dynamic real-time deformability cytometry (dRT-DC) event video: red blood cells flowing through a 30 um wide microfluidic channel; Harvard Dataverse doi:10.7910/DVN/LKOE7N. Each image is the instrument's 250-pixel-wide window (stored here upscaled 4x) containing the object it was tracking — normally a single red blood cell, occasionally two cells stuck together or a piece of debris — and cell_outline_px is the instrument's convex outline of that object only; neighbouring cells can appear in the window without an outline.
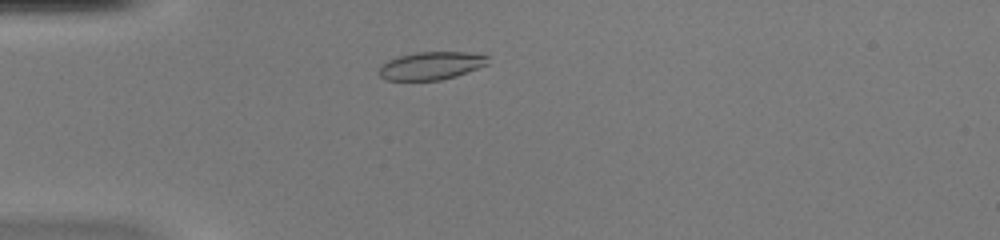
{"species": "common noctule bat (a hibernating species)", "species_latin": "Nyctalus noctula", "temperature_condition": "warm", "stored_images_in_passage": 43, "camera_frame_rate_fps": 3000, "um_per_image_px": 0.085, "animal": {"sex": "female", "body_mass_g": 20.0, "forearm_length_mm": 54.0}, "frame": {"image": 1, "passage_image": 7, "time_ms": 2.0, "image_size_px": [1000, 240], "cell_outline_px": [[488, 64], [456, 76], [440, 80], [384, 80], [380, 76], [380, 64], [388, 60], [400, 56], [416, 52], [464, 52], [488, 56]], "centroid_in_image_um": [36.62, 5.59], "position_along_channel_um": 48.4, "area_um2": 17.57}}
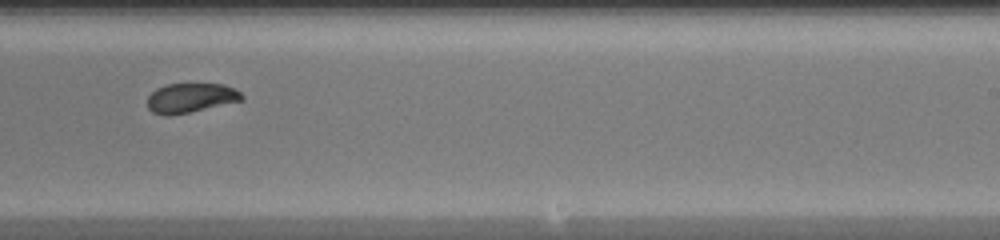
{"frame": {"image": 2, "passage_image": 25, "time_ms": 8.0, "image_size_px": [1000, 240], "cell_outline_px": [[244, 100], [188, 112], [168, 116], [152, 112], [148, 108], [148, 96], [156, 88], [168, 84], [224, 84], [236, 88], [244, 96]], "centroid_in_image_um": [16.23, 8.31], "position_along_channel_um": 272.8, "area_um2": 16.18}}
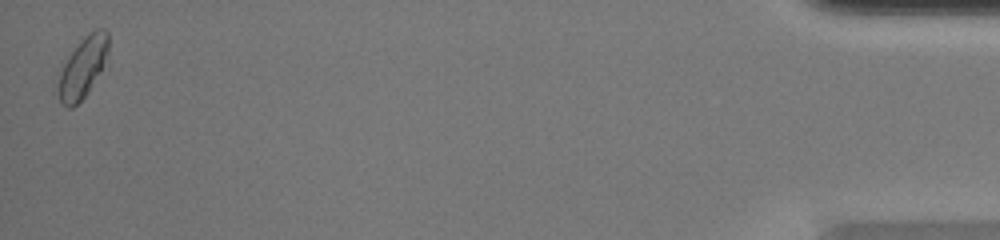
{"frame": {"image": 3, "passage_image": 43, "time_ms": 14.0, "image_size_px": [1000, 240], "cell_outline_px": [[108, 52], [88, 92], [72, 108], [68, 108], [60, 100], [56, 92], [56, 88], [60, 72], [68, 56], [84, 36], [88, 32], [96, 28], [104, 28], [108, 32]], "centroid_in_image_um": [7.0, 5.7], "position_along_channel_um": 428.2, "area_um2": 17.34}, "authors_computed_cell_mechanics": {"area_um2": 16.8198, "velocity_mm_per_s": 4.0708, "shape_relaxation_time_tau1_ms": 4.7466, "shape_relaxation_time_tau2_ms": 1.394, "deformation_change_tau1": 0.1607, "deformation_change_tau2": 0.0538}}